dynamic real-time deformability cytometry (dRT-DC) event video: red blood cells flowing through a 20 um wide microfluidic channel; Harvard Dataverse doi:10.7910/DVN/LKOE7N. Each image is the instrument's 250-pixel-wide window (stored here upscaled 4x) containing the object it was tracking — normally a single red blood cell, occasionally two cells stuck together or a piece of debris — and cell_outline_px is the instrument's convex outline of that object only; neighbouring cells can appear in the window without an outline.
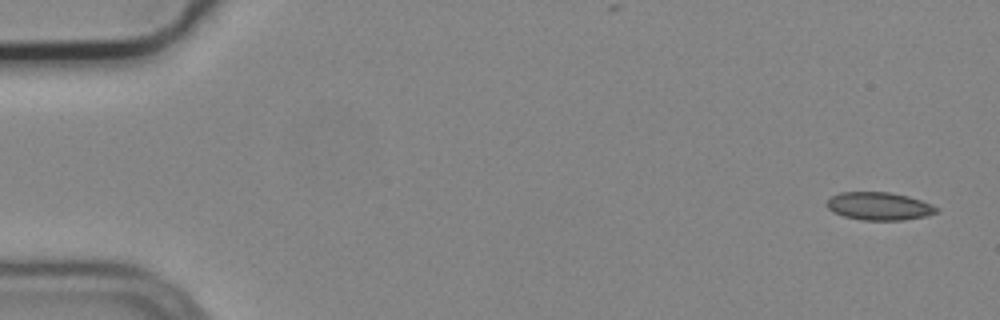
{"species": "common noctule bat (a hibernating species)", "species_latin": "Nyctalus noctula", "temperature_condition": "cold", "stored_images_in_passage": 4, "camera_frame_rate_fps": 3000, "um_per_image_px": 0.085, "animal": {"sex": "male", "body_mass_g": 19.2, "forearm_length_mm": 51.8}, "frame": {"image": 1, "passage_image": 1, "time_ms": 0.0, "image_size_px": [1000, 320], "cell_outline_px": [[940, 212], [928, 216], [900, 220], [860, 220], [844, 216], [832, 212], [828, 208], [828, 200], [832, 196], [840, 192], [888, 192], [908, 196], [920, 200], [940, 208]], "centroid_in_image_um": [74.76, 17.53], "position_along_channel_um": 10.2, "area_um2": 17.86}}